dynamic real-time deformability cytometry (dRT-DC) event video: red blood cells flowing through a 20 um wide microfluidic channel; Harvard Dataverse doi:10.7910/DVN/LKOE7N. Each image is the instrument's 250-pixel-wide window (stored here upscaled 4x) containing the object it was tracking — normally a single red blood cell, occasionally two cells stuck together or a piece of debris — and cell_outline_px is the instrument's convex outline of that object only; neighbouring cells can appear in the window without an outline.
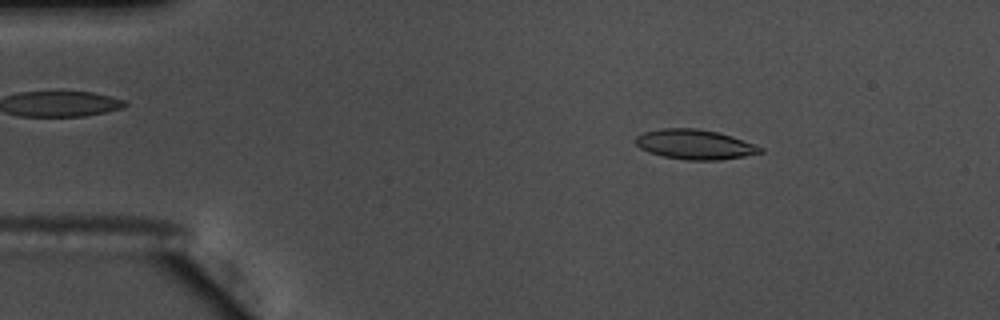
{"species": "common noctule bat (a hibernating species)", "species_latin": "Nyctalus noctula", "temperature_condition": "warm", "stored_images_in_passage": 56, "camera_frame_rate_fps": 3000, "um_per_image_px": 0.085, "animal": {"sex": "male", "body_mass_g": 17.5, "forearm_length_mm": 52.3}, "frame": {"image": 1, "passage_image": 9, "time_ms": 2.667, "image_size_px": [1000, 320], "cell_outline_px": [[764, 152], [744, 156], [720, 160], [688, 160], [664, 156], [648, 152], [640, 148], [636, 144], [636, 136], [644, 132], [660, 128], [696, 128], [716, 132], [732, 136], [744, 140], [764, 148]], "centroid_in_image_um": [59.07, 12.27], "position_along_channel_um": 25.9, "area_um2": 21.62}}
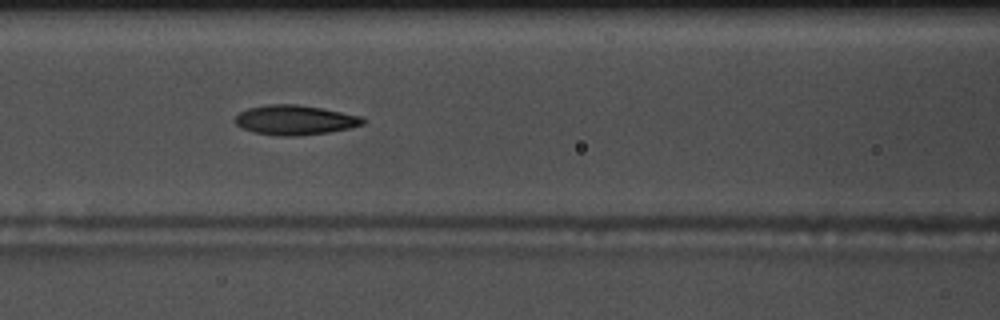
{"frame": {"image": 2, "passage_image": 24, "time_ms": 7.667, "image_size_px": [1000, 320], "cell_outline_px": [[368, 120], [364, 124], [352, 128], [328, 132], [296, 136], [280, 136], [256, 132], [244, 128], [236, 124], [236, 116], [240, 112], [248, 108], [268, 104], [296, 104], [320, 108], [364, 116]], "centroid_in_image_um": [25.15, 10.2], "position_along_channel_um": 141.4, "area_um2": 22.08}}
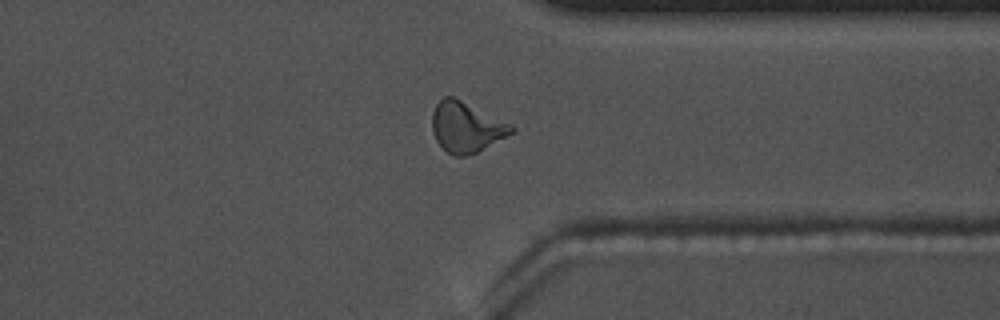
{"frame": {"image": 3, "passage_image": 43, "time_ms": 14.0, "image_size_px": [1000, 320], "cell_outline_px": [[516, 132], [468, 156], [452, 156], [436, 140], [432, 128], [432, 112], [436, 104], [444, 96], [452, 96], [512, 124], [516, 128]], "centroid_in_image_um": [39.65, 10.81], "position_along_channel_um": 371.7, "area_um2": 23.18}, "authors_computed_cell_mechanics": {"area_um2": 21.7906, "velocity_mm_per_s": 3.6717, "shape_relaxation_time_tau1_ms": 5.0181, "shape_relaxation_time_tau2_ms": 2.6266, "deformation_change_tau1": 0.1989, "deformation_change_tau2": 0.1101}}